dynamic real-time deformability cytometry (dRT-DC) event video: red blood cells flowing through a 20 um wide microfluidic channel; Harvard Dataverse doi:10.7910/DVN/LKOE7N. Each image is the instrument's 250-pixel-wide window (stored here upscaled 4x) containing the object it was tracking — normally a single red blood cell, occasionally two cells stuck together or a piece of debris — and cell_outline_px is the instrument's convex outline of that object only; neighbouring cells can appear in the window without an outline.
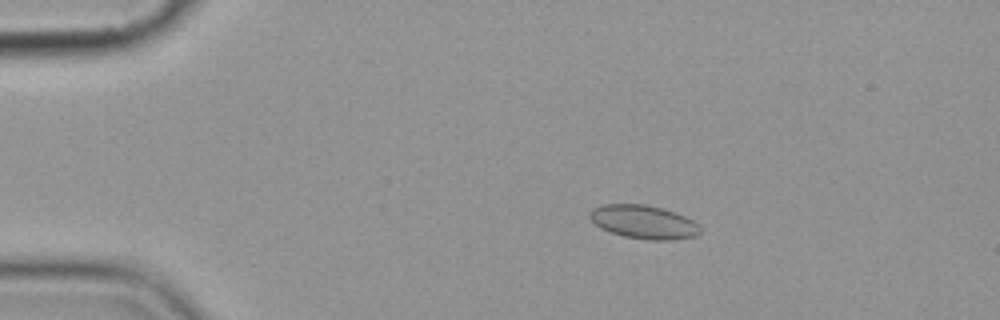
{"species": "common noctule bat (a hibernating species)", "species_latin": "Nyctalus noctula", "temperature_condition": "cold", "stored_images_in_passage": 5, "camera_frame_rate_fps": 3000, "um_per_image_px": 0.085, "animal": {"sex": "female", "body_mass_g": 19.9}, "frame": {"image": 1, "passage_image": 4, "time_ms": 3.333, "image_size_px": [1000, 320], "cell_outline_px": [[700, 232], [696, 236], [672, 240], [648, 240], [624, 236], [608, 232], [600, 228], [588, 216], [588, 212], [592, 208], [604, 204], [644, 204], [664, 208], [676, 212], [692, 220], [700, 228]], "centroid_in_image_um": [54.68, 18.86], "position_along_channel_um": 30.3, "area_um2": 21.73}}